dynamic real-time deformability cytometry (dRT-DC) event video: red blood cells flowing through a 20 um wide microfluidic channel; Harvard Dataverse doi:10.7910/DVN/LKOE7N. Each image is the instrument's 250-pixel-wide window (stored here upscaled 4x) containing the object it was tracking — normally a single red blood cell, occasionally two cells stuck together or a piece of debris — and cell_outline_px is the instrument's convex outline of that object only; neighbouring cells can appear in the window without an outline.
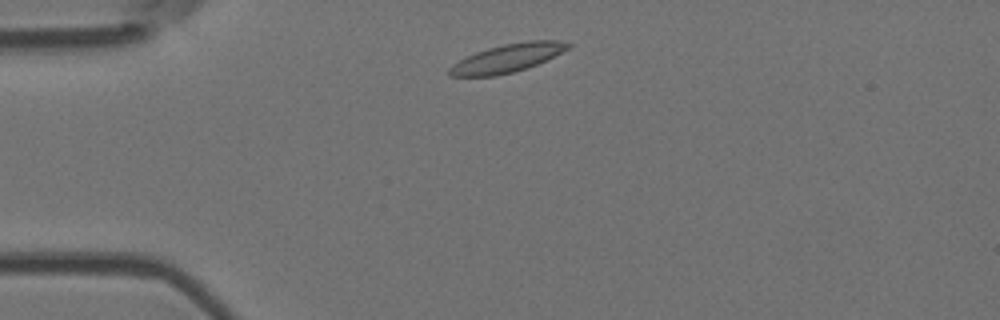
{"species": "Egyptian fruit bat (a non-hibernating species)", "species_latin": "Rousettus aegyptiacus", "temperature_condition": "room temperature", "stored_images_in_passage": 3, "camera_frame_rate_fps": 3000, "um_per_image_px": 0.085, "animal": {"sex": "female"}, "frame": {"image": 1, "passage_image": 2, "time_ms": 1.0, "image_size_px": [1000, 320], "cell_outline_px": [[572, 44], [568, 48], [536, 64], [512, 72], [496, 76], [448, 76], [448, 68], [452, 64], [476, 52], [488, 48], [504, 44], [528, 40], [560, 40]], "centroid_in_image_um": [43.08, 4.93], "position_along_channel_um": 41.9, "area_um2": 19.19}}